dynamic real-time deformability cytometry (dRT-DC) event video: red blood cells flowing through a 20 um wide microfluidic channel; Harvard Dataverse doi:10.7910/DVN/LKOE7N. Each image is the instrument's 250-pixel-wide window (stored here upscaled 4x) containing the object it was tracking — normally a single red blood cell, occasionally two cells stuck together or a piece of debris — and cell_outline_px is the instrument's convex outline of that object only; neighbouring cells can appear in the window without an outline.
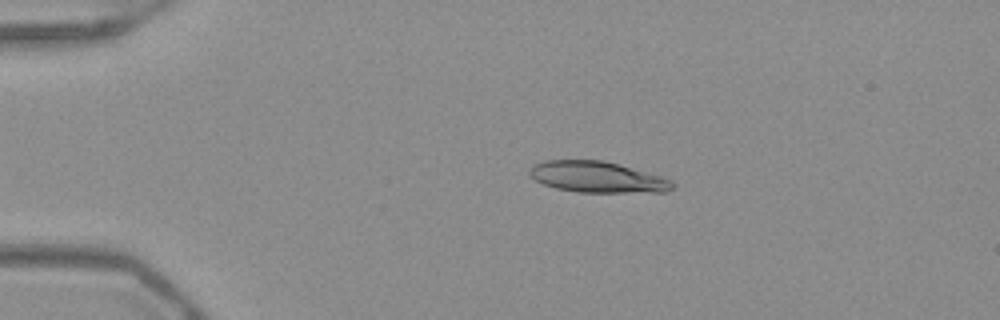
{"species": "Egyptian fruit bat (a non-hibernating species)", "species_latin": "Rousettus aegyptiacus", "temperature_condition": "warm", "stored_images_in_passage": 42, "camera_frame_rate_fps": 3000, "um_per_image_px": 0.085, "frame": {"image": 1, "passage_image": 1, "time_ms": 0.0, "image_size_px": [1000, 320], "cell_outline_px": [[676, 184], [672, 188], [664, 192], [580, 192], [556, 188], [544, 184], [528, 176], [528, 168], [544, 160], [604, 160], [664, 176], [672, 180]], "centroid_in_image_um": [50.79, 15.04], "position_along_channel_um": 34.2, "area_um2": 26.07}}
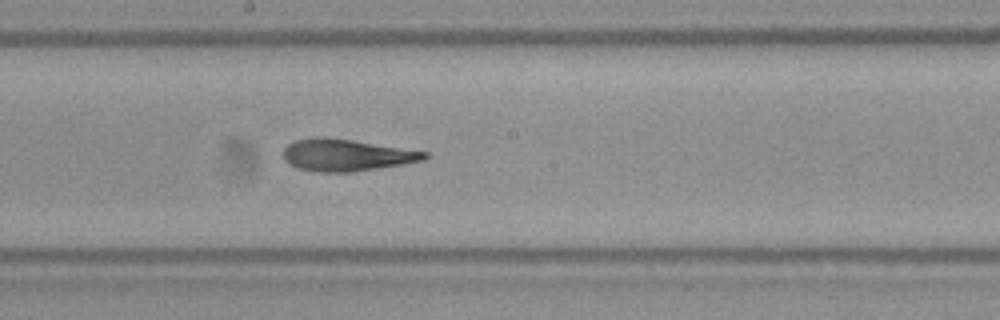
{"frame": {"image": 2, "passage_image": 19, "time_ms": 6.0, "image_size_px": [1000, 320], "cell_outline_px": [[428, 156], [424, 160], [352, 172], [320, 172], [296, 168], [288, 164], [284, 160], [284, 148], [288, 144], [296, 140], [320, 136], [352, 140], [428, 152]], "centroid_in_image_um": [29.39, 13.18], "position_along_channel_um": 218.8, "area_um2": 26.01}}
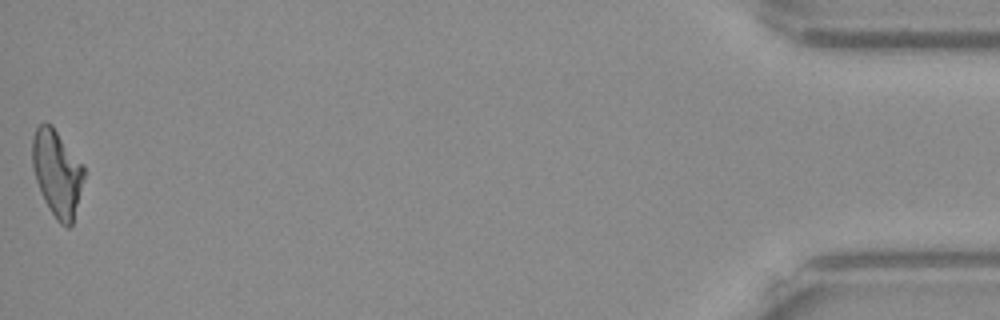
{"frame": {"image": 3, "passage_image": 42, "time_ms": 13.667, "image_size_px": [1000, 320], "cell_outline_px": [[84, 180], [72, 224], [68, 228], [60, 224], [56, 220], [44, 200], [40, 192], [32, 168], [32, 136], [36, 128], [44, 120], [52, 124], [84, 164]], "centroid_in_image_um": [4.85, 14.67], "position_along_channel_um": 430.4, "area_um2": 26.47}, "authors_computed_cell_mechanics": {"area_um2": 26.1834, "velocity_mm_per_s": 3.9399, "shape_relaxation_time_tau1_ms": null, "shape_relaxation_time_tau2_ms": 2.8918, "deformation_change_tau1": null, "deformation_change_tau2": 0.1171}}